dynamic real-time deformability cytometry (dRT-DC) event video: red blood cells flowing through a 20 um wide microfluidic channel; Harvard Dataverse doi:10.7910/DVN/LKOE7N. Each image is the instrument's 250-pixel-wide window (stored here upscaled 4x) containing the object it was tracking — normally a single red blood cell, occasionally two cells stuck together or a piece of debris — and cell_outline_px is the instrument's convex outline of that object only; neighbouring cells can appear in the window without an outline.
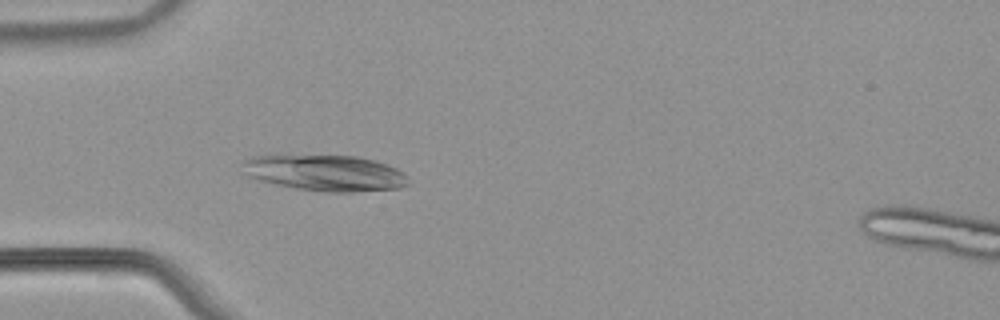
{"species": "common noctule bat (a hibernating species)", "species_latin": "Nyctalus noctula", "temperature_condition": "warm", "stored_images_in_passage": 47, "camera_frame_rate_fps": 3000, "um_per_image_px": 0.085, "animal": {"sex": "male", "body_mass_g": 21.5, "forearm_length_mm": 52.0}, "frame": {"image": 1, "passage_image": 17, "time_ms": 5.333, "image_size_px": [1000, 320], "cell_outline_px": [[408, 184], [400, 188], [352, 192], [328, 192], [300, 188], [276, 184], [260, 180], [248, 176], [244, 172], [244, 160], [252, 156], [280, 152], [356, 156], [376, 160], [388, 164], [396, 168], [408, 176]], "centroid_in_image_um": [27.6, 14.64], "position_along_channel_um": 57.4, "area_um2": 35.89}}
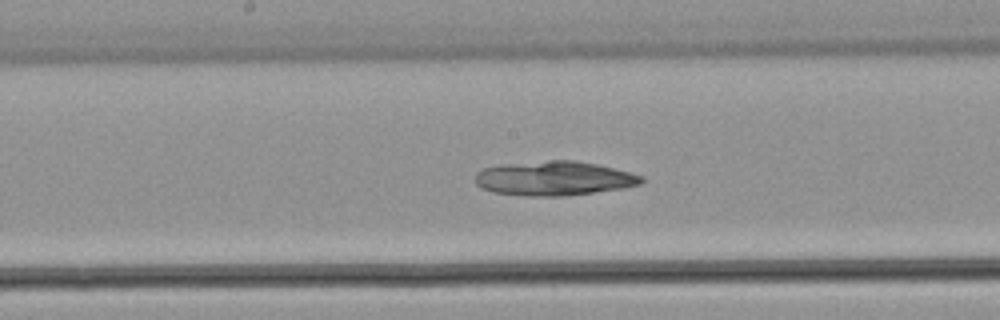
{"frame": {"image": 2, "passage_image": 29, "time_ms": 9.333, "image_size_px": [1000, 320], "cell_outline_px": [[644, 180], [640, 184], [624, 188], [564, 196], [524, 196], [492, 192], [480, 188], [476, 184], [476, 172], [484, 168], [500, 164], [552, 160], [572, 160], [596, 164], [644, 176]], "centroid_in_image_um": [47.06, 15.17], "position_along_channel_um": 201.1, "area_um2": 33.29}}
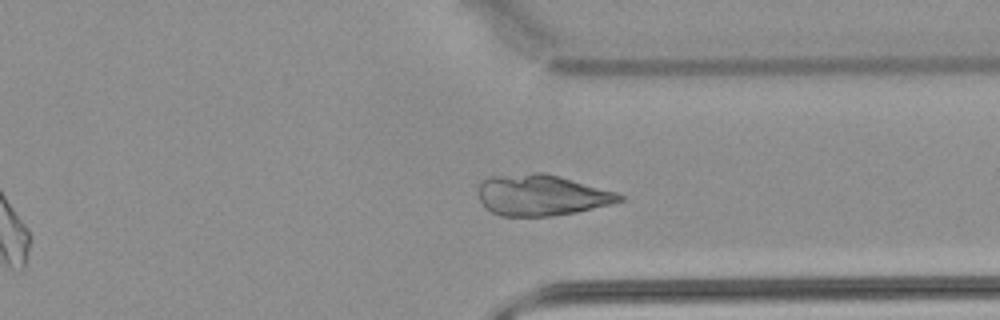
{"frame": {"image": 3, "passage_image": 42, "time_ms": 13.667, "image_size_px": [1000, 320], "cell_outline_px": [[624, 200], [612, 204], [576, 212], [552, 216], [500, 216], [484, 208], [480, 200], [476, 188], [476, 184], [480, 180], [488, 176], [532, 172], [544, 172], [560, 176], [616, 192], [624, 196]], "centroid_in_image_um": [45.96, 16.57], "position_along_channel_um": 365.4, "area_um2": 34.33}}